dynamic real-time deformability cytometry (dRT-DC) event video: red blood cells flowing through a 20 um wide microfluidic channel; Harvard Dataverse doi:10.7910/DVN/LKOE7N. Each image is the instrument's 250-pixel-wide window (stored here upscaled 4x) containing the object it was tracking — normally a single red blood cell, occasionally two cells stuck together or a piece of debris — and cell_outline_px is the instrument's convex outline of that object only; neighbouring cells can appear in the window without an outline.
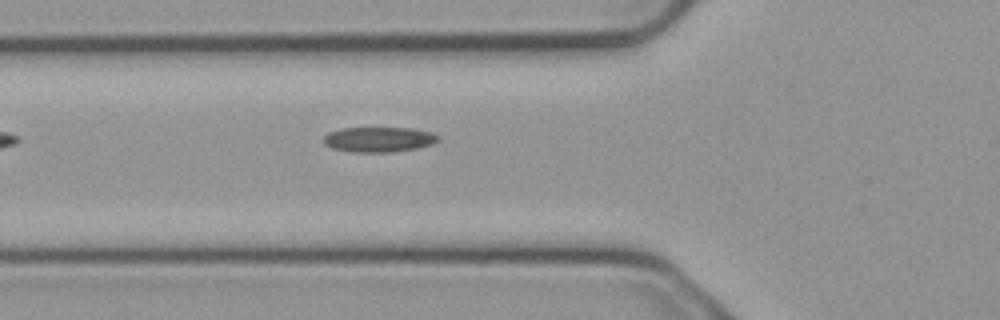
{"species": "common noctule bat (a hibernating species)", "species_latin": "Nyctalus noctula", "temperature_condition": "cold", "stored_images_in_passage": 4, "camera_frame_rate_fps": 3000, "um_per_image_px": 0.085, "animal": {"sex": "male", "body_mass_g": 23.1, "forearm_length_mm": 52.7}, "frame": {"image": 1, "passage_image": 4, "time_ms": 1.0, "image_size_px": [1000, 320], "cell_outline_px": [[440, 140], [432, 144], [416, 148], [392, 152], [356, 152], [332, 148], [324, 144], [324, 136], [328, 132], [340, 128], [412, 128], [432, 132]], "centroid_in_image_um": [32.18, 11.85], "position_along_channel_um": 93.6, "area_um2": 16.7}}